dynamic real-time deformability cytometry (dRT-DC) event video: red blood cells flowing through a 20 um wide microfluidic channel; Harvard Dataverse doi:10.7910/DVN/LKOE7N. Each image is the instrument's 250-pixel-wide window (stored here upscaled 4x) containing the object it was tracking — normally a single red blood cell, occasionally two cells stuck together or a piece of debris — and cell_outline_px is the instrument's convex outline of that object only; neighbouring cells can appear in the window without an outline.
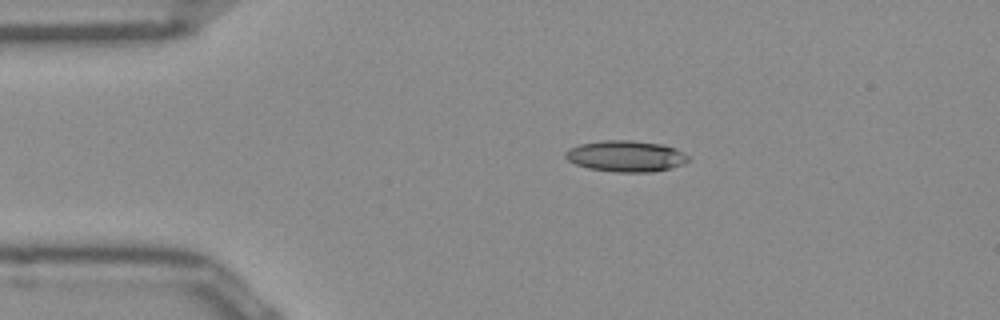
{"species": "Egyptian fruit bat (a non-hibernating species)", "species_latin": "Rousettus aegyptiacus", "temperature_condition": "room temperature", "stored_images_in_passage": 42, "camera_frame_rate_fps": 3000, "um_per_image_px": 0.085, "frame": {"image": 1, "passage_image": 1, "time_ms": 0.0, "image_size_px": [1000, 320], "cell_outline_px": [[688, 160], [684, 164], [652, 172], [616, 172], [588, 168], [576, 164], [568, 160], [564, 156], [564, 152], [568, 148], [580, 144], [600, 140], [628, 140], [664, 144], [676, 148], [684, 152], [688, 156]], "centroid_in_image_um": [53.18, 13.26], "position_along_channel_um": 31.8, "area_um2": 22.43}}
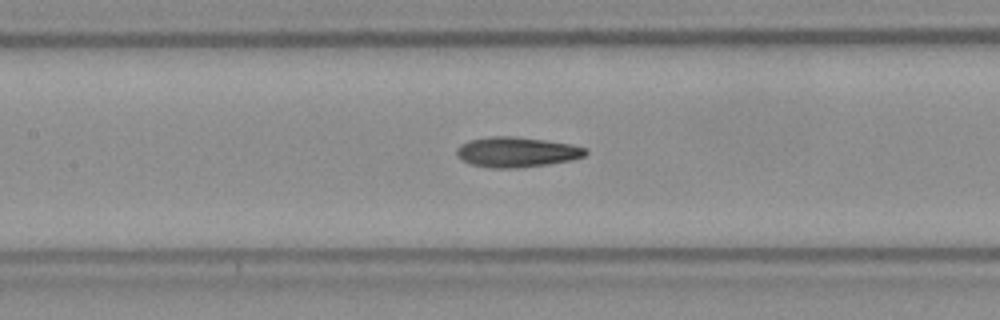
{"frame": {"image": 2, "passage_image": 14, "time_ms": 4.333, "image_size_px": [1000, 320], "cell_outline_px": [[588, 152], [584, 156], [572, 160], [548, 164], [520, 168], [492, 168], [472, 164], [464, 160], [456, 152], [456, 148], [460, 144], [468, 140], [488, 136], [516, 136], [572, 144], [588, 148]], "centroid_in_image_um": [43.95, 12.91], "position_along_channel_um": 163.5, "area_um2": 22.77}}
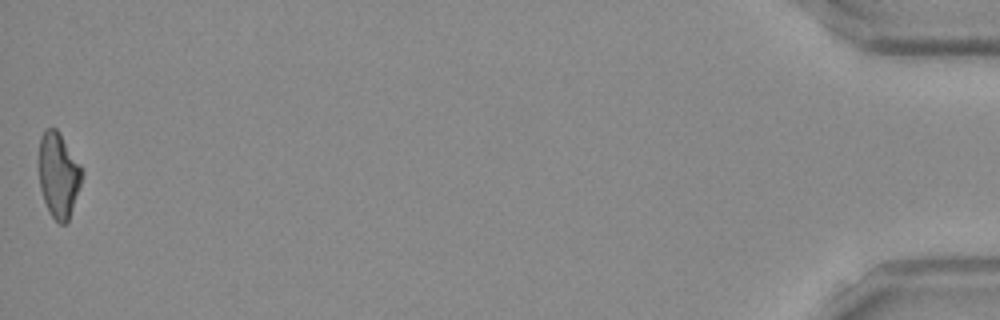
{"frame": {"image": 3, "passage_image": 42, "time_ms": 13.667, "image_size_px": [1000, 320], "cell_outline_px": [[84, 176], [68, 220], [64, 224], [60, 224], [48, 212], [40, 188], [40, 136], [48, 128], [56, 128], [60, 132], [80, 164], [84, 172]], "centroid_in_image_um": [5.0, 14.88], "position_along_channel_um": 430.2, "area_um2": 21.21}, "authors_computed_cell_mechanics": {"area_um2": 21.8484, "velocity_mm_per_s": 3.9679, "shape_relaxation_time_tau1_ms": null, "shape_relaxation_time_tau2_ms": 3.7725, "deformation_change_tau1": null, "deformation_change_tau2": 0.1301}}